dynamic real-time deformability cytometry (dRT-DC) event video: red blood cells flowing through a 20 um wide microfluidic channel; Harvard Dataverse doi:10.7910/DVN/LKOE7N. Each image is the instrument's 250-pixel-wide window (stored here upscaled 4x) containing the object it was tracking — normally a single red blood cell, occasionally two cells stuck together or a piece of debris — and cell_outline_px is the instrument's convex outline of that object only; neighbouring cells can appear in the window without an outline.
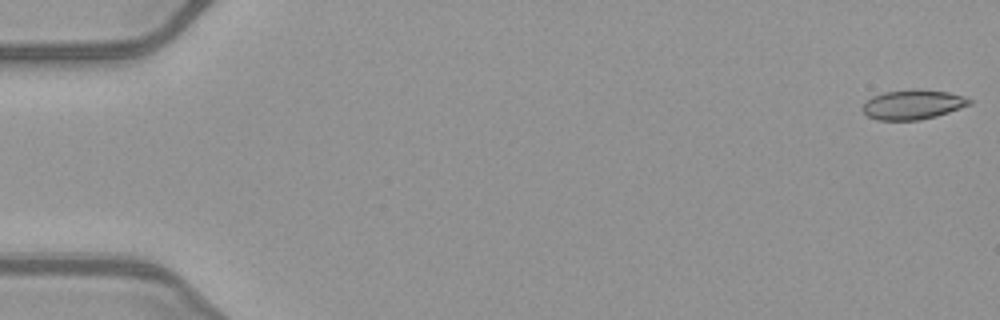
{"species": "common noctule bat (a hibernating species)", "species_latin": "Nyctalus noctula", "temperature_condition": "warm", "stored_images_in_passage": 51, "camera_frame_rate_fps": 3000, "um_per_image_px": 0.085, "animal": {"sex": "female", "body_mass_g": 21.9}, "frame": {"image": 1, "passage_image": 1, "time_ms": 0.0, "image_size_px": [1000, 320], "cell_outline_px": [[972, 104], [936, 116], [920, 120], [876, 120], [868, 116], [860, 108], [872, 96], [884, 92], [912, 88], [920, 88], [948, 92], [964, 96], [972, 100]], "centroid_in_image_um": [77.59, 8.87], "position_along_channel_um": 7.4, "area_um2": 18.67}}
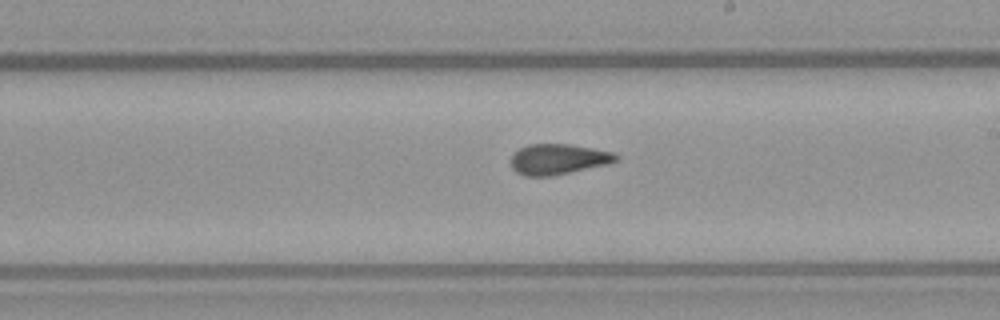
{"frame": {"image": 2, "passage_image": 30, "time_ms": 9.667, "image_size_px": [1000, 320], "cell_outline_px": [[620, 160], [608, 164], [552, 176], [524, 176], [516, 172], [512, 168], [512, 156], [520, 148], [528, 144], [568, 144], [592, 148], [612, 152], [620, 156]], "centroid_in_image_um": [47.47, 13.54], "position_along_channel_um": 241.5, "area_um2": 18.67}}
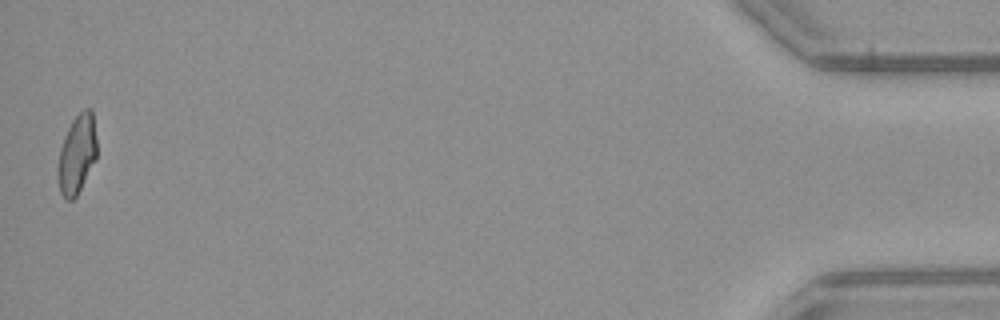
{"frame": {"image": 3, "passage_image": 51, "time_ms": 16.667, "image_size_px": [1000, 320], "cell_outline_px": [[96, 160], [76, 196], [72, 200], [64, 200], [60, 192], [56, 168], [60, 148], [64, 136], [72, 120], [84, 108], [92, 108], [96, 140]], "centroid_in_image_um": [6.52, 13.12], "position_along_channel_um": 428.7, "area_um2": 18.09}, "authors_computed_cell_mechanics": {"area_um2": 18.8428, "velocity_mm_per_s": 4.0463, "shape_relaxation_time_tau1_ms": null, "shape_relaxation_time_tau2_ms": 1.3451, "deformation_change_tau1": null, "deformation_change_tau2": 0.0758}}